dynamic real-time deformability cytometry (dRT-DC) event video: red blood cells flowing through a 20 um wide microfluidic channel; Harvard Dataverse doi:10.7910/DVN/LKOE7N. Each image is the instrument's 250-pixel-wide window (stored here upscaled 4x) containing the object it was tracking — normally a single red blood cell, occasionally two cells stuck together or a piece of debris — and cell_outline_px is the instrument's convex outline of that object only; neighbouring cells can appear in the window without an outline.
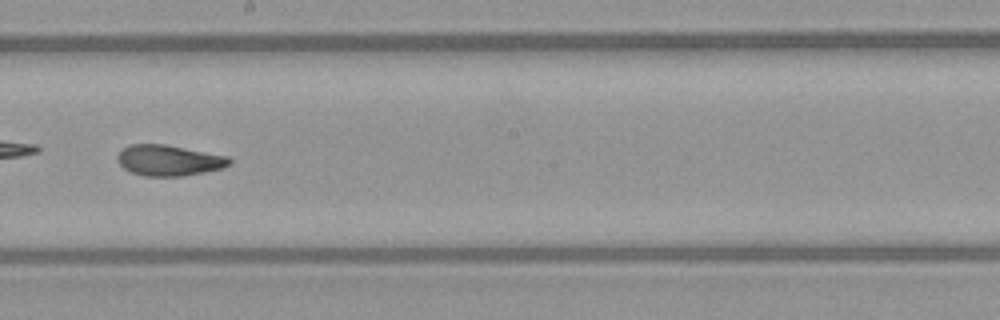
{"species": "common noctule bat (a hibernating species)", "species_latin": "Nyctalus noctula", "temperature_condition": "warm", "stored_images_in_passage": 50, "camera_frame_rate_fps": 3000, "um_per_image_px": 0.085, "animal": {"sex": "female", "body_mass_g": 21.9}, "frame": {"image": 1, "passage_image": 29, "time_ms": 9.333, "image_size_px": [1000, 320], "cell_outline_px": [[232, 164], [220, 168], [204, 172], [184, 176], [144, 176], [132, 172], [124, 168], [116, 160], [116, 156], [124, 148], [132, 144], [164, 144], [228, 156], [232, 160]], "centroid_in_image_um": [14.36, 13.63], "position_along_channel_um": 233.8, "area_um2": 20.0}, "authors_computed_cell_mechanics": {"area_um2": 20.4323, "velocity_mm_per_s": 4.0136, "shape_relaxation_time_tau1_ms": null, "shape_relaxation_time_tau2_ms": 2.0917, "deformation_change_tau1": null, "deformation_change_tau2": 0.0861}}